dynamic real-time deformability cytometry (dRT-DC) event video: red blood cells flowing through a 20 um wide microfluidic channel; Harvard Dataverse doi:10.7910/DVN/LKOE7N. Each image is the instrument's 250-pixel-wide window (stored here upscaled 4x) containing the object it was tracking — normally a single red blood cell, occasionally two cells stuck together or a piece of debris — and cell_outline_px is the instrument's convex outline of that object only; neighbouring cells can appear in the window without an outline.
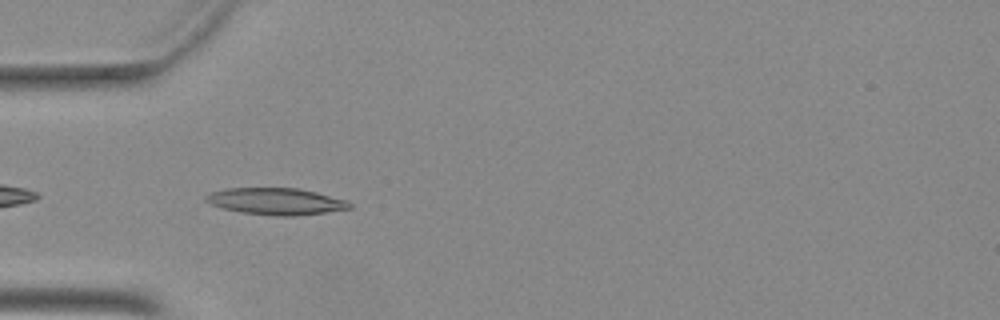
{"species": "Egyptian fruit bat (a non-hibernating species)", "species_latin": "Rousettus aegyptiacus", "temperature_condition": "warm", "stored_images_in_passage": 6, "camera_frame_rate_fps": 3000, "um_per_image_px": 0.085, "animal": {"sex": "female"}, "frame": {"image": 1, "passage_image": 3, "time_ms": 0.667, "image_size_px": [1000, 320], "cell_outline_px": [[352, 208], [324, 212], [292, 216], [276, 216], [240, 212], [224, 208], [212, 204], [204, 200], [204, 196], [212, 192], [228, 188], [296, 188], [316, 192], [344, 200], [352, 204]], "centroid_in_image_um": [23.43, 17.11], "position_along_channel_um": 61.6, "area_um2": 22.08}}